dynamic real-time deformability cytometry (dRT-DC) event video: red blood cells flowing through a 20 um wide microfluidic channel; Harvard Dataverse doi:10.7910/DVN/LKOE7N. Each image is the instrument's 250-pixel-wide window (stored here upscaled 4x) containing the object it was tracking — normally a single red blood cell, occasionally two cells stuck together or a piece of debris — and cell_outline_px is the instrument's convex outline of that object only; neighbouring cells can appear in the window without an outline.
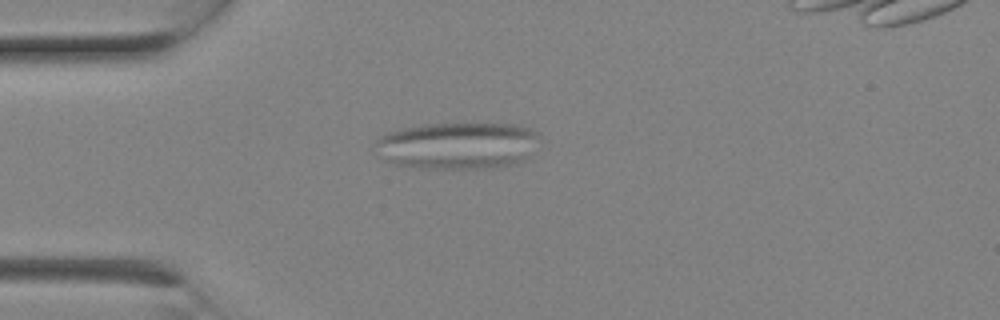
{"species": "Egyptian fruit bat (a non-hibernating species)", "species_latin": "Rousettus aegyptiacus", "temperature_condition": "room temperature", "stored_images_in_passage": 6, "camera_frame_rate_fps": 3000, "um_per_image_px": 0.085, "animal": {"sex": "female"}, "frame": {"image": 1, "passage_image": 4, "time_ms": 1.0, "image_size_px": [1000, 320], "cell_outline_px": [[540, 136], [532, 160], [520, 164], [496, 168], [420, 168], [396, 164], [384, 160], [376, 144], [376, 140], [380, 136], [388, 132], [404, 128], [424, 124], [516, 124], [540, 132]], "centroid_in_image_um": [39.05, 12.39], "position_along_channel_um": 46.0, "area_um2": 45.66}}
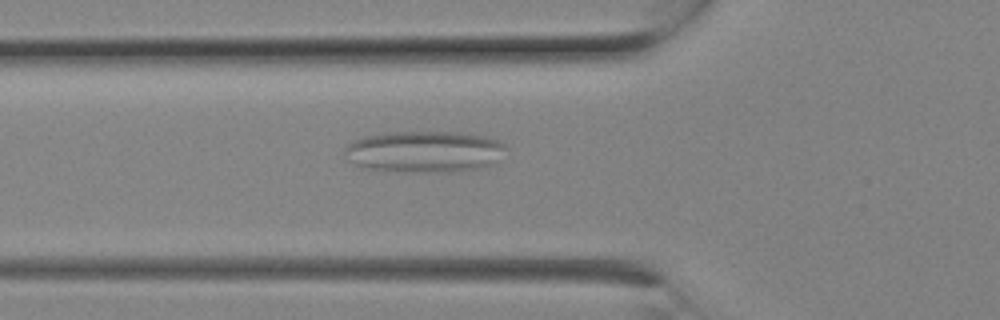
{"frame": {"image": 2, "passage_image": 6, "time_ms": 1.667, "image_size_px": [1000, 320], "cell_outline_px": [[504, 148], [488, 164], [480, 168], [452, 172], [404, 172], [360, 168], [348, 160], [344, 152], [344, 148], [348, 144], [364, 136], [392, 132], [460, 132], [484, 136], [500, 140], [504, 144]], "centroid_in_image_um": [35.97, 12.89], "position_along_channel_um": 89.8, "area_um2": 38.78}}